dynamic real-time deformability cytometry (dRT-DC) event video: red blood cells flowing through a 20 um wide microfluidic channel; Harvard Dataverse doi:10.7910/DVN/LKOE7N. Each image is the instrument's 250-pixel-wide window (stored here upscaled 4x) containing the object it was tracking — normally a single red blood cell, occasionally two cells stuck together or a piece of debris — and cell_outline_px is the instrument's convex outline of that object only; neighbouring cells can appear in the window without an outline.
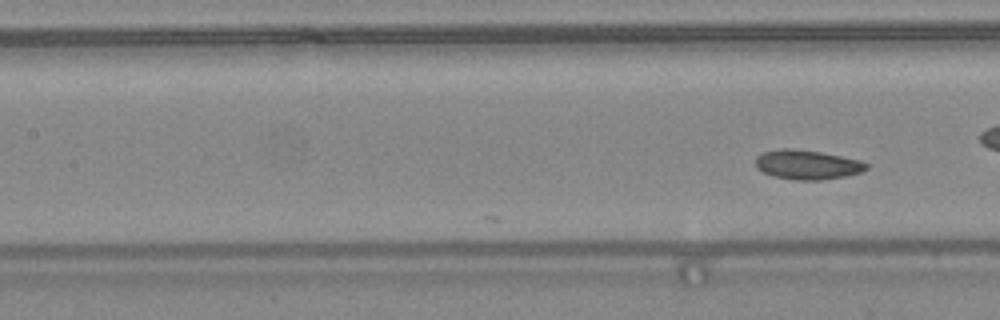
{"species": "common noctule bat (a hibernating species)", "species_latin": "Nyctalus noctula", "temperature_condition": "warm", "stored_images_in_passage": 8, "camera_frame_rate_fps": 3000, "um_per_image_px": 0.085, "animal": {"sex": "female", "body_mass_g": 24.6, "forearm_length_mm": 56.2}, "frame": {"image": 1, "passage_image": 8, "time_ms": 2.333, "image_size_px": [1000, 320], "cell_outline_px": [[868, 168], [860, 172], [848, 176], [820, 180], [792, 180], [772, 176], [756, 168], [756, 156], [764, 152], [784, 148], [788, 148], [820, 152], [860, 160], [868, 164]], "centroid_in_image_um": [68.61, 14.01], "position_along_channel_um": 138.8, "area_um2": 18.96}}